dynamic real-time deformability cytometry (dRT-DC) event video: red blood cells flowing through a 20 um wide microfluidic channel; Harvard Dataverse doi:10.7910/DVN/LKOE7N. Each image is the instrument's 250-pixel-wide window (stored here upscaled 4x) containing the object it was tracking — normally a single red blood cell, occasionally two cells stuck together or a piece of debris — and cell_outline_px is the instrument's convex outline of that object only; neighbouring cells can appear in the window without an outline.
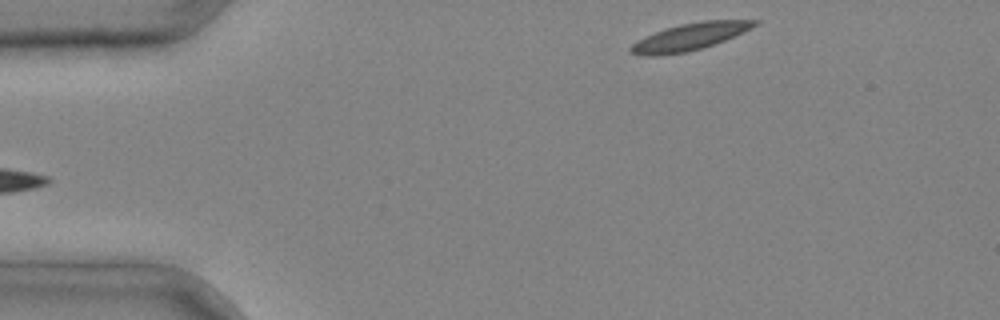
{"species": "common noctule bat (a hibernating species)", "species_latin": "Nyctalus noctula", "temperature_condition": "cold", "stored_images_in_passage": 3, "camera_frame_rate_fps": 3000, "um_per_image_px": 0.085, "animal": {"sex": "male", "body_mass_g": 20.4}, "frame": {"image": 1, "passage_image": 3, "time_ms": 0.667, "image_size_px": [1000, 320], "cell_outline_px": [[760, 20], [756, 24], [724, 40], [704, 48], [684, 52], [656, 56], [644, 56], [628, 52], [628, 48], [636, 40], [644, 36], [680, 24], [704, 20]], "centroid_in_image_um": [58.52, 3.14], "position_along_channel_um": 26.5, "area_um2": 19.19}}